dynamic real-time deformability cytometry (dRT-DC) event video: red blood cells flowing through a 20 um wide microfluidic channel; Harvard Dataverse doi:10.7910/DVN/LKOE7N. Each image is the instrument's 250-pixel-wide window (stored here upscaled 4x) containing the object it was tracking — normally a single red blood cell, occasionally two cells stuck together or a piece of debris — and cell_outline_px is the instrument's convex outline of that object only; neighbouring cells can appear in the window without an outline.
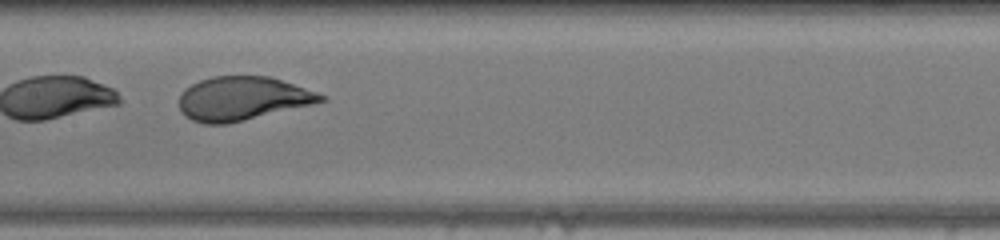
{"species": "human", "species_latin": "Homo sapiens", "temperature_condition": "warm", "stored_images_in_passage": 42, "camera_frame_rate_fps": 3000, "um_per_image_px": 0.085, "donor": {"sex": "female"}, "frame": {"image": 1, "passage_image": 24, "time_ms": 7.667, "image_size_px": [1000, 240], "cell_outline_px": [[328, 100], [316, 104], [228, 124], [204, 124], [192, 120], [184, 116], [180, 108], [180, 96], [184, 88], [200, 80], [212, 76], [272, 76], [328, 96]], "centroid_in_image_um": [20.65, 8.38], "position_along_channel_um": 186.7, "area_um2": 36.59}, "authors_computed_cell_mechanics": {"area_um2": 37.3388, "velocity_mm_per_s": 4.0722, "shape_relaxation_time_tau1_ms": 1.8131, "shape_relaxation_time_tau2_ms": null, "deformation_change_tau1": 0.3381, "deformation_change_tau2": null}}